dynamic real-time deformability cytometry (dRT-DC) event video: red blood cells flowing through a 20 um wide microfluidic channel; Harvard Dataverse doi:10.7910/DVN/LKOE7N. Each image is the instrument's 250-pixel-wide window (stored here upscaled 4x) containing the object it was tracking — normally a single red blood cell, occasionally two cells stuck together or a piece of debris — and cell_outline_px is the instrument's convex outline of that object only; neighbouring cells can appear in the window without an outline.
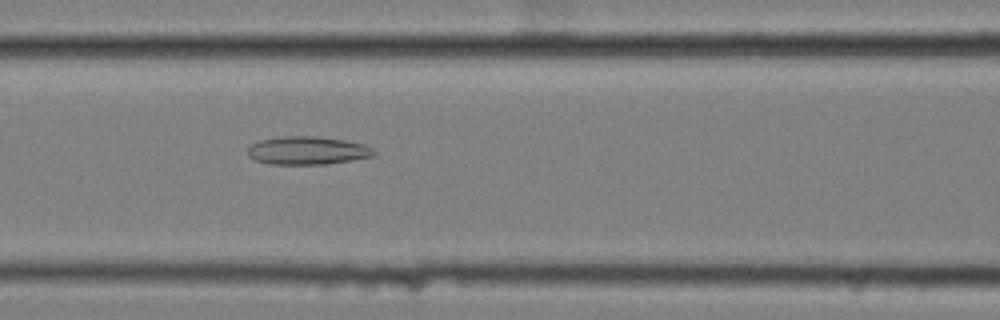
{"species": "common noctule bat (a hibernating species)", "species_latin": "Nyctalus noctula", "temperature_condition": "cold", "stored_images_in_passage": 51, "camera_frame_rate_fps": 3000, "um_per_image_px": 0.085, "animal": {"sex": "female", "body_mass_g": 25.1}, "frame": {"image": 1, "passage_image": 18, "time_ms": 5.667, "image_size_px": [1000, 320], "cell_outline_px": [[376, 156], [328, 164], [272, 164], [256, 160], [248, 156], [248, 148], [252, 144], [260, 140], [280, 136], [320, 136], [344, 140], [364, 144], [372, 148], [376, 152]], "centroid_in_image_um": [26.17, 12.79], "position_along_channel_um": 140.4, "area_um2": 20.81}}
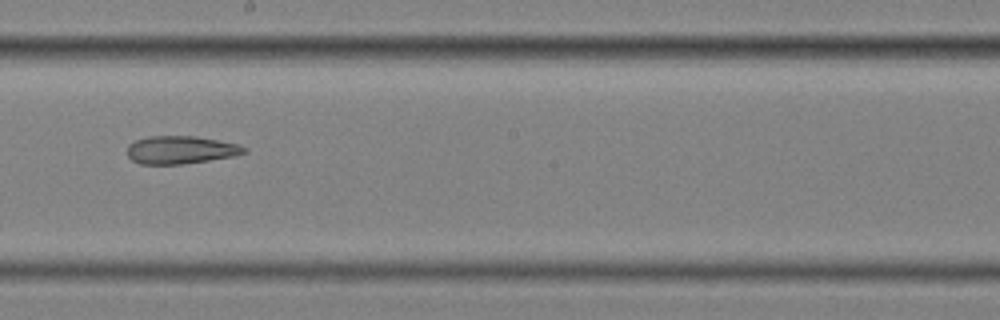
{"frame": {"image": 2, "passage_image": 26, "time_ms": 8.333, "image_size_px": [1000, 320], "cell_outline_px": [[248, 152], [232, 156], [208, 160], [180, 164], [140, 164], [132, 160], [128, 156], [128, 144], [136, 140], [148, 136], [196, 136], [236, 144], [248, 148]], "centroid_in_image_um": [15.34, 12.74], "position_along_channel_um": 232.9, "area_um2": 18.84}}
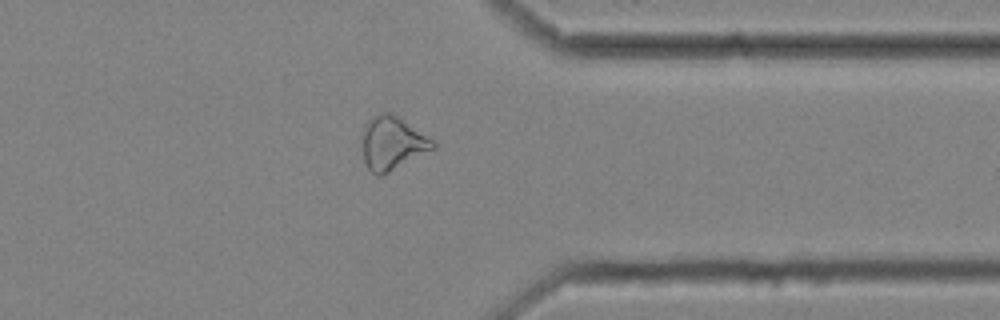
{"frame": {"image": 3, "passage_image": 39, "time_ms": 12.667, "image_size_px": [1000, 320], "cell_outline_px": [[436, 148], [380, 176], [376, 176], [368, 168], [364, 160], [360, 136], [364, 124], [372, 116], [380, 112], [388, 112], [396, 116], [436, 140]], "centroid_in_image_um": [33.32, 12.15], "position_along_channel_um": 378.1, "area_um2": 22.25}, "authors_computed_cell_mechanics": {"area_um2": 22.3686, "velocity_mm_per_s": 3.4785, "shape_relaxation_time_tau1_ms": null, "shape_relaxation_time_tau2_ms": 3.7454, "deformation_change_tau1": null, "deformation_change_tau2": 0.1309}}